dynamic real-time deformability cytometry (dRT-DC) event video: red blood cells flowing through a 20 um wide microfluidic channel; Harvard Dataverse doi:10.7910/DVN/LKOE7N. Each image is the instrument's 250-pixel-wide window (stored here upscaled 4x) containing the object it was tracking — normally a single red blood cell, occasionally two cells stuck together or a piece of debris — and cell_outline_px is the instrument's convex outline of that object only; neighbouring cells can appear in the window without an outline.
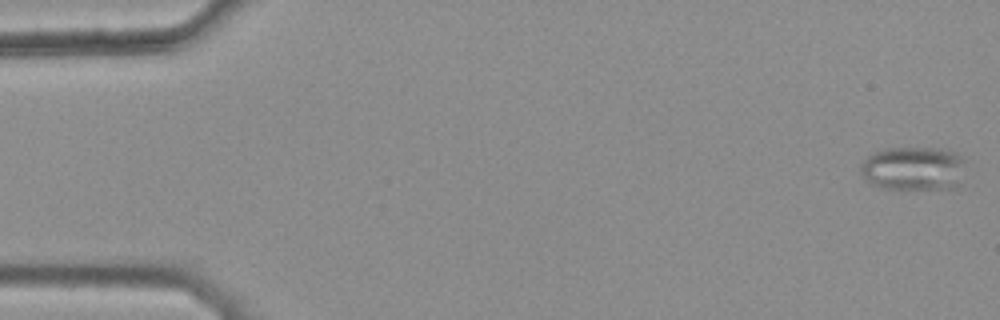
{"species": "common noctule bat (a hibernating species)", "species_latin": "Nyctalus noctula", "temperature_condition": "warm", "stored_images_in_passage": 14, "camera_frame_rate_fps": 3000, "um_per_image_px": 0.085, "animal": {"sex": "female", "body_mass_g": 25.1}, "frame": {"image": 1, "passage_image": 2, "time_ms": 0.333, "image_size_px": [1000, 320], "cell_outline_px": [[964, 160], [960, 184], [956, 188], [884, 188], [872, 184], [860, 172], [860, 164], [872, 152], [884, 148], [940, 148], [956, 152]], "centroid_in_image_um": [77.64, 14.3], "position_along_channel_um": 7.4, "area_um2": 26.76}}